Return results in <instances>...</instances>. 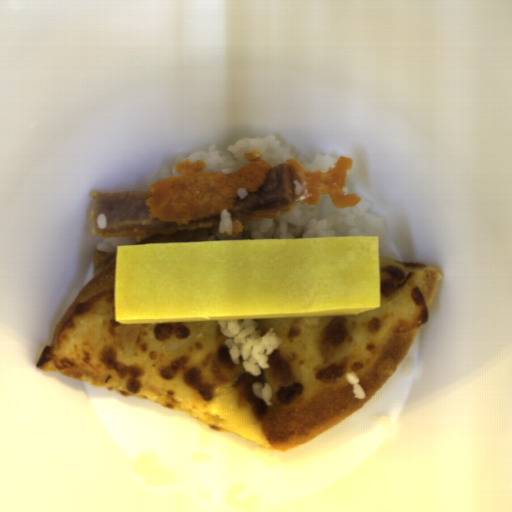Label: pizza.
I'll use <instances>...</instances> for the list:
<instances>
[{"mask_svg":"<svg viewBox=\"0 0 512 512\" xmlns=\"http://www.w3.org/2000/svg\"><path fill=\"white\" fill-rule=\"evenodd\" d=\"M117 252L96 249L92 278L45 346L40 371L158 403L276 452L295 449L376 396L420 333L444 275L379 256L380 307L356 316L255 318L278 349L260 375L231 361L218 321H115ZM353 371L366 399L354 397ZM270 383L271 404L253 393Z\"/></svg>","mask_w":512,"mask_h":512,"instance_id":"dd6c1bee","label":"pizza"},{"mask_svg":"<svg viewBox=\"0 0 512 512\" xmlns=\"http://www.w3.org/2000/svg\"><path fill=\"white\" fill-rule=\"evenodd\" d=\"M180 241H197L191 231H182L169 234H148L146 238L135 244L163 243V242H180ZM134 244V245H135Z\"/></svg>","mask_w":512,"mask_h":512,"instance_id":"d2c48207","label":"pizza"}]
</instances>
